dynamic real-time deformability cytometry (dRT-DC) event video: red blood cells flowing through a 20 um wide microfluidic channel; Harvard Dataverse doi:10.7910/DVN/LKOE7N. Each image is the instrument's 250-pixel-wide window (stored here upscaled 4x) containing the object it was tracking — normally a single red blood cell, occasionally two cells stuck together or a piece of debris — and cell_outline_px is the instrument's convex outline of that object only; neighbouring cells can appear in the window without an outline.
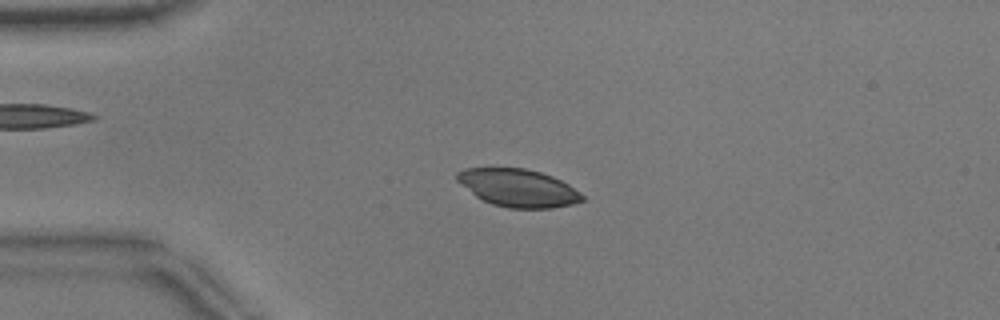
{"species": "common noctule bat (a hibernating species)", "species_latin": "Nyctalus noctula", "temperature_condition": "warm", "stored_images_in_passage": 52, "camera_frame_rate_fps": 3000, "um_per_image_px": 0.085, "animal": {"sex": "male", "body_mass_g": 17.9}, "frame": {"image": 1, "passage_image": 12, "time_ms": 3.667, "image_size_px": [1000, 320], "cell_outline_px": [[584, 200], [572, 204], [552, 208], [508, 208], [492, 204], [476, 196], [456, 180], [456, 172], [464, 168], [524, 168], [540, 172], [552, 176], [568, 184], [580, 192], [584, 196]], "centroid_in_image_um": [44.04, 15.97], "position_along_channel_um": 41.0, "area_um2": 27.4}}
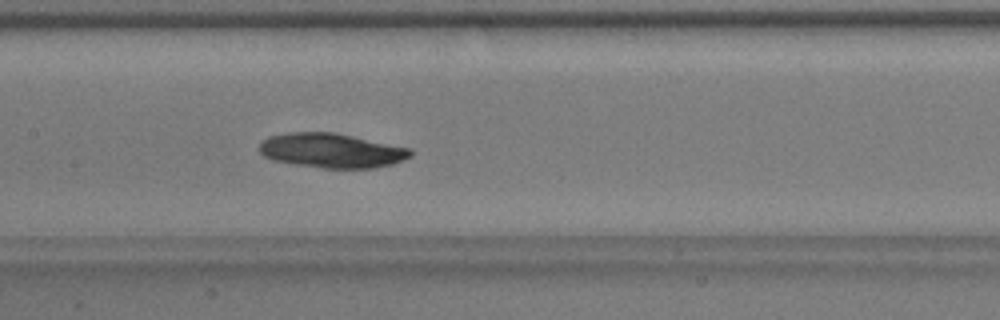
{"frame": {"image": 2, "passage_image": 25, "time_ms": 8.0, "image_size_px": [1000, 320], "cell_outline_px": [[412, 156], [404, 160], [392, 164], [376, 168], [320, 168], [272, 160], [264, 156], [260, 152], [260, 144], [268, 136], [288, 132], [332, 132], [412, 148]], "centroid_in_image_um": [28.21, 12.8], "position_along_channel_um": 179.2, "area_um2": 30.46}}
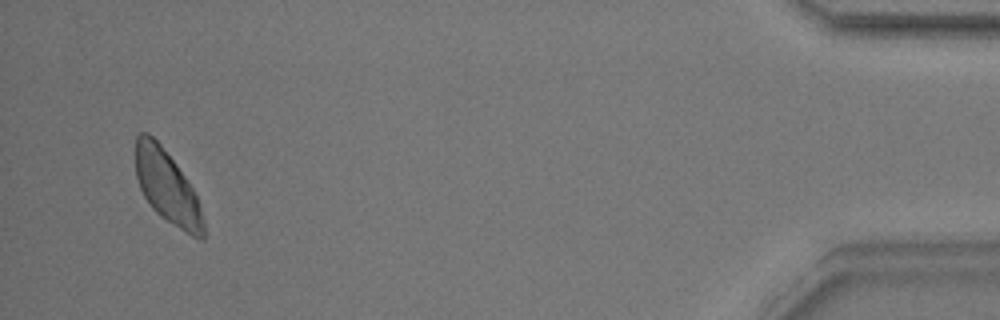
{"frame": {"image": 3, "passage_image": 50, "time_ms": 16.333, "image_size_px": [1000, 320], "cell_outline_px": [[204, 240], [200, 240], [192, 236], [160, 216], [152, 208], [144, 196], [140, 188], [136, 176], [136, 136], [140, 132], [148, 132], [160, 144], [176, 164], [192, 188], [196, 196], [204, 220]], "centroid_in_image_um": [14.2, 15.89], "position_along_channel_um": 421.0, "area_um2": 28.5}}